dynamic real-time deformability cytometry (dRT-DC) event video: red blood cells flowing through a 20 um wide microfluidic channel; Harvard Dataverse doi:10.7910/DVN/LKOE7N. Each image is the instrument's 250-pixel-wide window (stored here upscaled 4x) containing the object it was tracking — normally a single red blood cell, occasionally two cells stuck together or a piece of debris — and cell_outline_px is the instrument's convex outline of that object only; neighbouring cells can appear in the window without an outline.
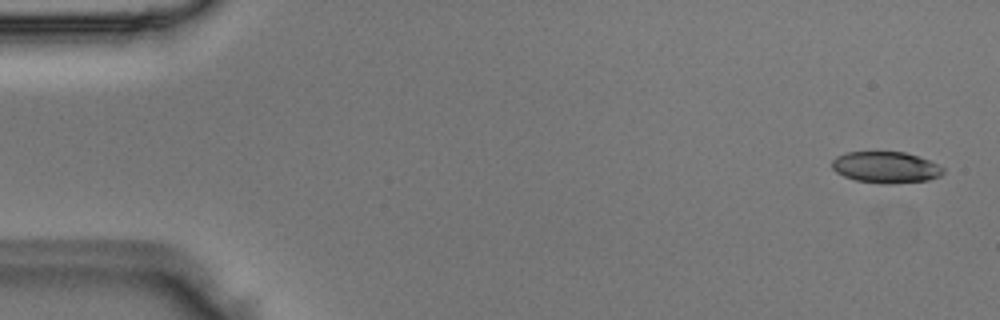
{"species": "Egyptian fruit bat (a non-hibernating species)", "species_latin": "Rousettus aegyptiacus", "temperature_condition": "room temperature", "stored_images_in_passage": 5, "camera_frame_rate_fps": 3000, "um_per_image_px": 0.085, "animal": {"sex": "male"}, "frame": {"image": 1, "passage_image": 1, "time_ms": 0.0, "image_size_px": [1000, 320], "cell_outline_px": [[944, 172], [940, 176], [928, 180], [888, 184], [856, 180], [844, 176], [836, 172], [832, 168], [832, 160], [836, 156], [844, 152], [904, 152], [928, 160], [944, 168]], "centroid_in_image_um": [75.27, 14.22], "position_along_channel_um": 9.7, "area_um2": 20.17}}
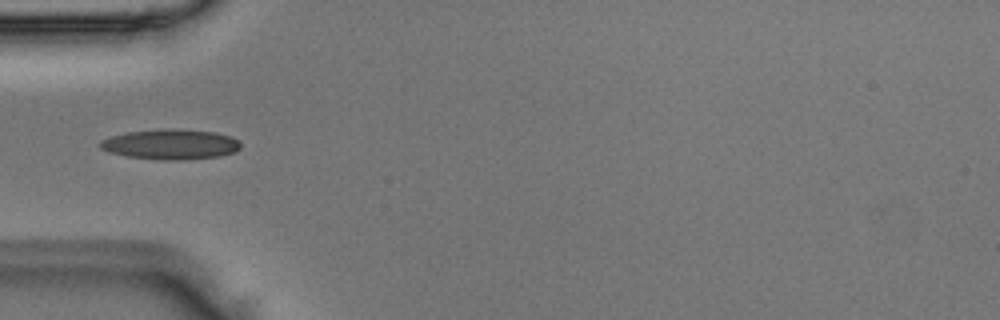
{"frame": {"image": 2, "passage_image": 5, "time_ms": 1.333, "image_size_px": [1000, 320], "cell_outline_px": [[240, 148], [236, 152], [220, 156], [184, 160], [160, 160], [124, 156], [108, 152], [100, 148], [100, 140], [112, 136], [128, 132], [172, 128], [216, 132], [232, 136], [240, 144]], "centroid_in_image_um": [14.51, 12.27], "position_along_channel_um": 70.5, "area_um2": 24.85}}